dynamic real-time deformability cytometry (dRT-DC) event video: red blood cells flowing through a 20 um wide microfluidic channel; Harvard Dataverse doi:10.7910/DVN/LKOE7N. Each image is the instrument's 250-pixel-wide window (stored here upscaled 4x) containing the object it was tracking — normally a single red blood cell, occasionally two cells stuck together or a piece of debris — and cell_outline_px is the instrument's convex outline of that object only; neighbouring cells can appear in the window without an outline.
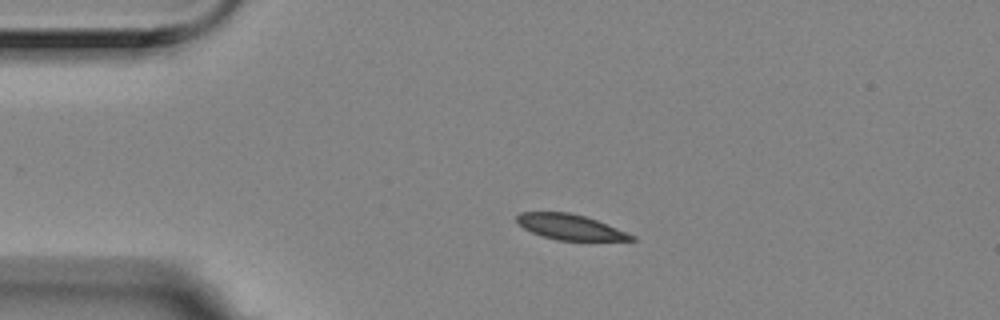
{"species": "Egyptian fruit bat (a non-hibernating species)", "species_latin": "Rousettus aegyptiacus", "temperature_condition": "room temperature", "stored_images_in_passage": 3, "camera_frame_rate_fps": 3000, "um_per_image_px": 0.085, "animal": {"sex": "female"}, "frame": {"image": 1, "passage_image": 2, "time_ms": 0.333, "image_size_px": [1000, 320], "cell_outline_px": [[636, 240], [556, 240], [532, 232], [516, 224], [516, 216], [520, 212], [568, 212], [584, 216], [596, 220], [636, 236]], "centroid_in_image_um": [48.42, 19.29], "position_along_channel_um": 36.6, "area_um2": 16.76}}